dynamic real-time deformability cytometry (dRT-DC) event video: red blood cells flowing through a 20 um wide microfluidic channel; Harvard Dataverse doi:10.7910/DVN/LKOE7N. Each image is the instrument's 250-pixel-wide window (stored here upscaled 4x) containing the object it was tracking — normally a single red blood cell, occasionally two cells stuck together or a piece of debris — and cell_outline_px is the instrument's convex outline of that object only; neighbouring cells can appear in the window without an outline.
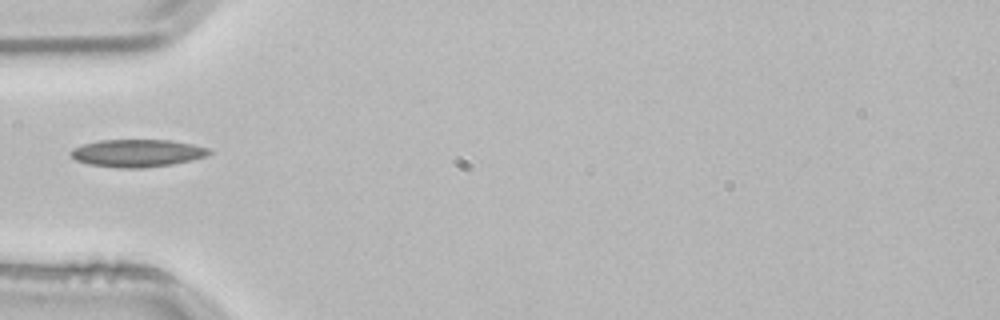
{"species": "common noctule bat (a hibernating species)", "species_latin": "Nyctalus noctula", "temperature_condition": "room temperature", "stored_images_in_passage": 1, "camera_frame_rate_fps": 3000, "um_per_image_px": 0.085, "animal": {"sex": "male", "body_mass_g": 21.5, "forearm_length_mm": 52.0}, "frame": {"image": 1, "passage_image": 1, "time_ms": 0.0, "image_size_px": [1000, 320], "cell_outline_px": [[212, 152], [204, 156], [172, 164], [144, 168], [120, 168], [88, 164], [76, 160], [68, 152], [72, 148], [84, 144], [100, 140], [168, 140], [192, 144], [212, 148]], "centroid_in_image_um": [11.65, 13.01], "position_along_channel_um": 73.4, "area_um2": 22.14}}